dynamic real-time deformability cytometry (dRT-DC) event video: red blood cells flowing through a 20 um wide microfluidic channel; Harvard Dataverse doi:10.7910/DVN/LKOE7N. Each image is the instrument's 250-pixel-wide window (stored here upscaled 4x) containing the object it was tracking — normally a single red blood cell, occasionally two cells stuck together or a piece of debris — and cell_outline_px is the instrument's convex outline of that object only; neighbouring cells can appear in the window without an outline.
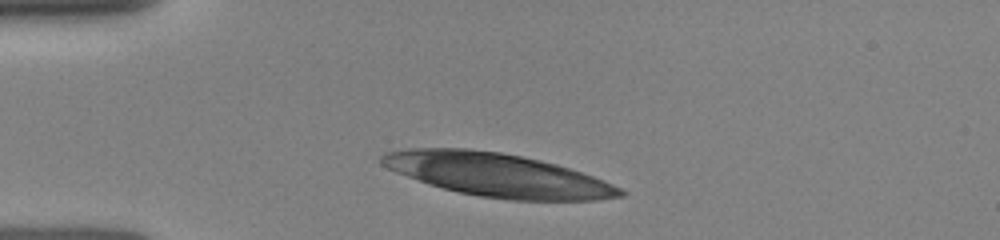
{"species": "human", "species_latin": "Homo sapiens", "temperature_condition": "room temperature", "stored_images_in_passage": 8, "camera_frame_rate_fps": 3000, "um_per_image_px": 0.085, "donor": {"sex": "female"}, "frame": {"image": 1, "passage_image": 1, "time_ms": 0.0, "image_size_px": [1000, 240], "cell_outline_px": [[624, 196], [592, 200], [508, 200], [480, 196], [460, 192], [444, 188], [396, 172], [380, 164], [380, 156], [388, 152], [412, 148], [468, 148], [500, 152], [540, 160], [556, 164], [592, 176], [612, 184], [620, 188], [624, 192]], "centroid_in_image_um": [42.29, 14.86], "position_along_channel_um": 42.7, "area_um2": 59.3}}